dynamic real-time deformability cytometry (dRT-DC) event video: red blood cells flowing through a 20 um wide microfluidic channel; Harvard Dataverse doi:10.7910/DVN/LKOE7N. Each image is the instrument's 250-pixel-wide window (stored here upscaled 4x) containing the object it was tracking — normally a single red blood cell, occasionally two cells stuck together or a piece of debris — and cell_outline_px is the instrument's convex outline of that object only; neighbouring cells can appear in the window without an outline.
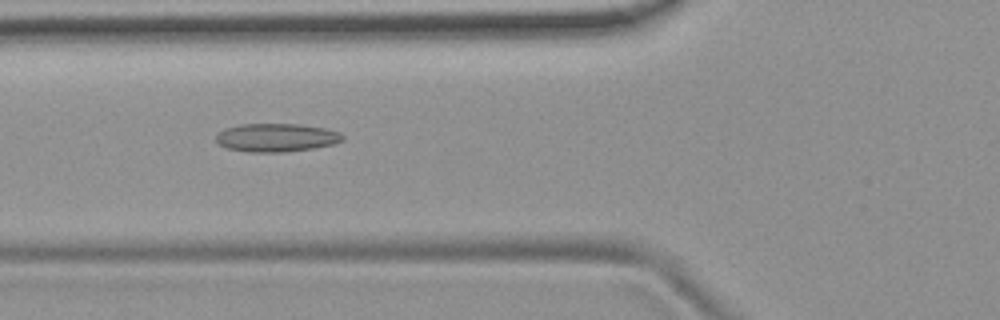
{"species": "common noctule bat (a hibernating species)", "species_latin": "Nyctalus noctula", "temperature_condition": "room temperature", "stored_images_in_passage": 38, "camera_frame_rate_fps": 3000, "um_per_image_px": 0.085, "animal": {"sex": "female", "body_mass_g": 19.9}, "frame": {"image": 1, "passage_image": 7, "time_ms": 2.0, "image_size_px": [1000, 320], "cell_outline_px": [[344, 140], [332, 144], [312, 148], [284, 152], [248, 152], [228, 148], [220, 144], [216, 140], [216, 136], [224, 128], [240, 124], [296, 124], [324, 128], [340, 132], [344, 136]], "centroid_in_image_um": [23.49, 11.69], "position_along_channel_um": 102.3, "area_um2": 20.75}}
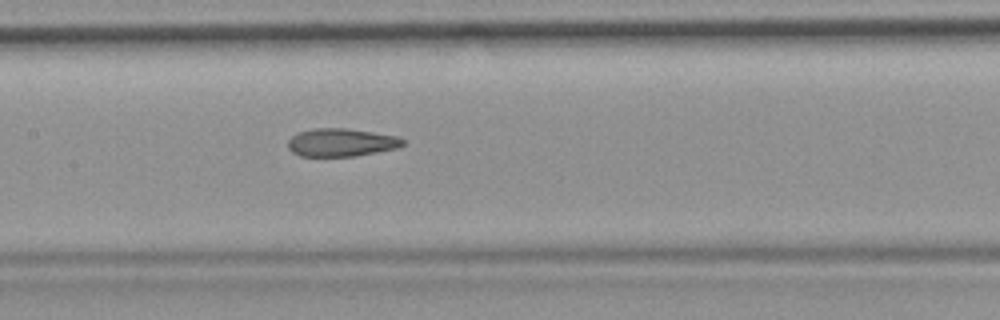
{"frame": {"image": 2, "passage_image": 13, "time_ms": 4.0, "image_size_px": [1000, 320], "cell_outline_px": [[404, 144], [396, 148], [356, 156], [300, 156], [292, 152], [288, 148], [288, 140], [292, 136], [300, 132], [312, 128], [344, 128], [372, 132], [396, 136], [404, 140]], "centroid_in_image_um": [28.97, 12.11], "position_along_channel_um": 178.4, "area_um2": 18.61}}
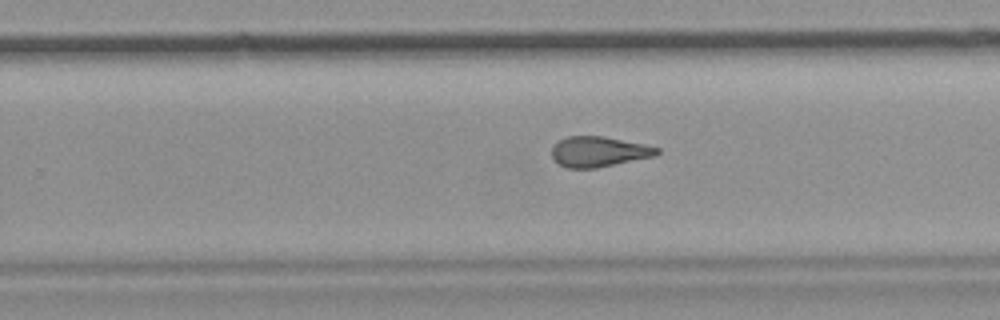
{"frame": {"image": 3, "passage_image": 21, "time_ms": 6.667, "image_size_px": [1000, 320], "cell_outline_px": [[660, 152], [656, 156], [596, 168], [568, 168], [560, 164], [552, 156], [552, 148], [560, 140], [568, 136], [604, 136], [644, 144], [660, 148]], "centroid_in_image_um": [50.94, 12.89], "position_along_channel_um": 278.9, "area_um2": 18.5}}